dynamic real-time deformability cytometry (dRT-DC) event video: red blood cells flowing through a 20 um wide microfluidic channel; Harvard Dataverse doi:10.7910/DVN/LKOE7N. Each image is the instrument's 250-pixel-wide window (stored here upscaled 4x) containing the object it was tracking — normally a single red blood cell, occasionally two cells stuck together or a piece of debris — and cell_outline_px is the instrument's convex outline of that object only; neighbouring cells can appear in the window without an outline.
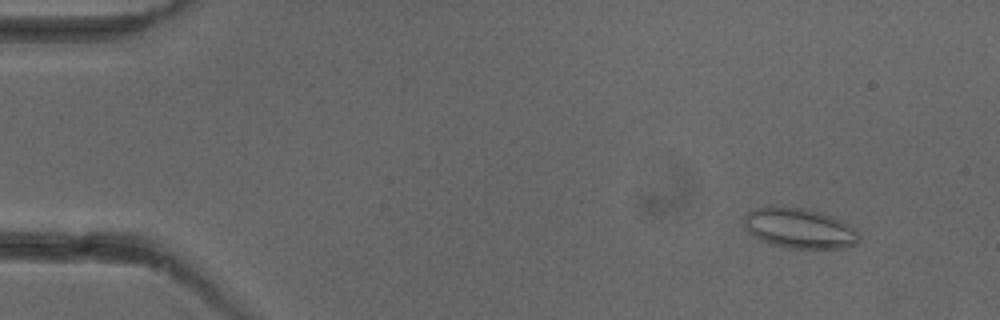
{"species": "common noctule bat (a hibernating species)", "species_latin": "Nyctalus noctula", "temperature_condition": "cold", "stored_images_in_passage": 6, "camera_frame_rate_fps": 3000, "um_per_image_px": 0.085, "animal": {"sex": "female"}, "frame": {"image": 1, "passage_image": 2, "time_ms": 1.333, "image_size_px": [1000, 320], "cell_outline_px": [[860, 240], [856, 244], [844, 248], [788, 248], [772, 244], [760, 240], [748, 232], [744, 224], [744, 216], [748, 212], [756, 208], [804, 208], [820, 212], [832, 216], [856, 228], [860, 232]], "centroid_in_image_um": [68.0, 19.43], "position_along_channel_um": 17.0, "area_um2": 26.7}}